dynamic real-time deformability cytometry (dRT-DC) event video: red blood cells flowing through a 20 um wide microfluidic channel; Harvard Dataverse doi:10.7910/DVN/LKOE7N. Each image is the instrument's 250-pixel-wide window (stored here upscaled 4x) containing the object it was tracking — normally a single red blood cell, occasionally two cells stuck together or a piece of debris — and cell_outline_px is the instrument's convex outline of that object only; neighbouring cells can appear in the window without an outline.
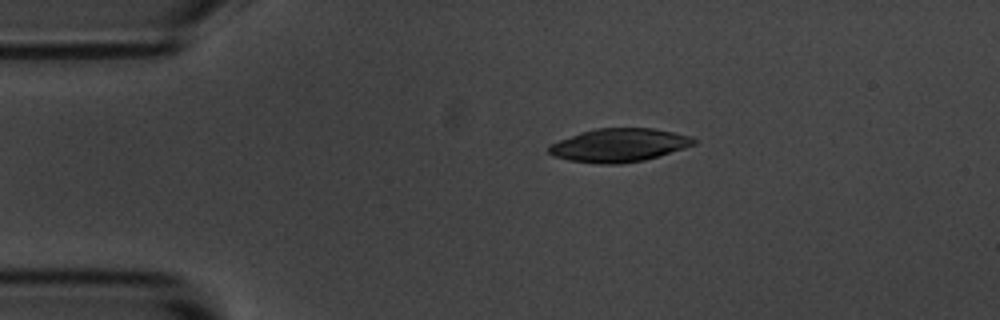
{"species": "common noctule bat (a hibernating species)", "species_latin": "Nyctalus noctula", "temperature_condition": "room temperature", "stored_images_in_passage": 5, "camera_frame_rate_fps": 3000, "um_per_image_px": 0.085, "animal": {"sex": "male", "body_mass_g": 20.1, "forearm_length_mm": 53.5}, "frame": {"image": 1, "passage_image": 1, "time_ms": 0.0, "image_size_px": [1000, 320], "cell_outline_px": [[696, 144], [684, 148], [644, 160], [620, 164], [600, 164], [568, 160], [552, 156], [548, 152], [548, 144], [580, 132], [596, 128], [652, 128], [692, 136], [696, 140]], "centroid_in_image_um": [52.58, 12.34], "position_along_channel_um": 32.4, "area_um2": 28.26}}